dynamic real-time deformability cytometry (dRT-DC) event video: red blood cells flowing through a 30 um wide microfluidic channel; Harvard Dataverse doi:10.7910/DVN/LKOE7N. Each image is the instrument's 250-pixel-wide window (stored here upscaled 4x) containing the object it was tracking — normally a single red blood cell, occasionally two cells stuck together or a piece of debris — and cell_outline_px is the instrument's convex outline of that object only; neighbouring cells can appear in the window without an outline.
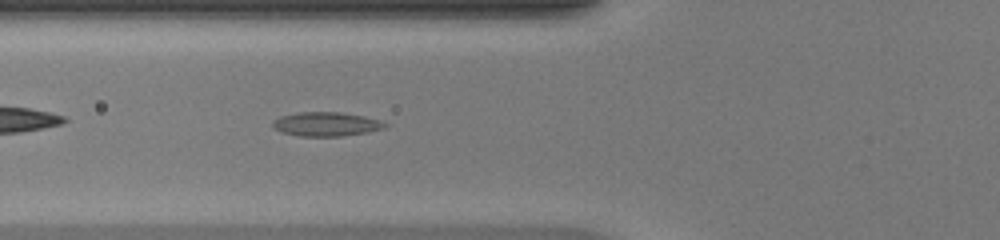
{"species": "common noctule bat (a hibernating species)", "species_latin": "Nyctalus noctula", "temperature_condition": "warm", "stored_images_in_passage": 34, "camera_frame_rate_fps": 3000, "um_per_image_px": 0.085, "animal": {"sex": "female", "body_mass_g": 20.0, "forearm_length_mm": 54.0}, "frame": {"image": 1, "passage_image": 4, "time_ms": 1.0, "image_size_px": [1000, 240], "cell_outline_px": [[388, 124], [384, 128], [368, 132], [340, 136], [300, 136], [284, 132], [276, 128], [272, 124], [272, 120], [280, 116], [296, 112], [340, 112], [364, 116], [380, 120]], "centroid_in_image_um": [27.73, 10.54], "position_along_channel_um": 98.1, "area_um2": 15.66}}
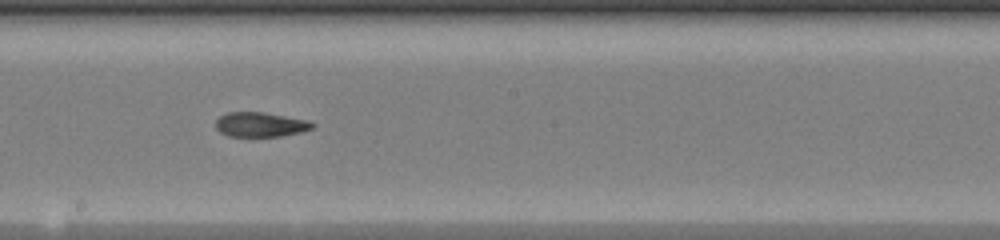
{"frame": {"image": 2, "passage_image": 13, "time_ms": 4.0, "image_size_px": [1000, 240], "cell_outline_px": [[316, 124], [312, 128], [300, 132], [280, 136], [228, 136], [220, 132], [216, 128], [216, 120], [220, 116], [228, 112], [264, 112], [304, 120]], "centroid_in_image_um": [22.09, 10.58], "position_along_channel_um": 226.1, "area_um2": 13.64}}
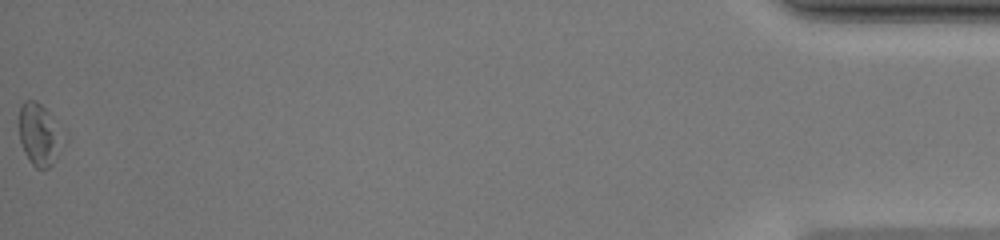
{"frame": {"image": 3, "passage_image": 34, "time_ms": 11.0, "image_size_px": [1000, 240], "cell_outline_px": [[68, 140], [52, 164], [48, 168], [36, 168], [28, 160], [24, 152], [20, 140], [20, 108], [24, 100], [36, 100], [68, 132]], "centroid_in_image_um": [3.45, 11.45], "position_along_channel_um": 431.8, "area_um2": 16.65}, "authors_computed_cell_mechanics": {"area_um2": 14.4789, "velocity_mm_per_s": 4.2663, "shape_relaxation_time_tau1_ms": null, "shape_relaxation_time_tau2_ms": 3.3327, "deformation_change_tau1": null, "deformation_change_tau2": 0.1}}